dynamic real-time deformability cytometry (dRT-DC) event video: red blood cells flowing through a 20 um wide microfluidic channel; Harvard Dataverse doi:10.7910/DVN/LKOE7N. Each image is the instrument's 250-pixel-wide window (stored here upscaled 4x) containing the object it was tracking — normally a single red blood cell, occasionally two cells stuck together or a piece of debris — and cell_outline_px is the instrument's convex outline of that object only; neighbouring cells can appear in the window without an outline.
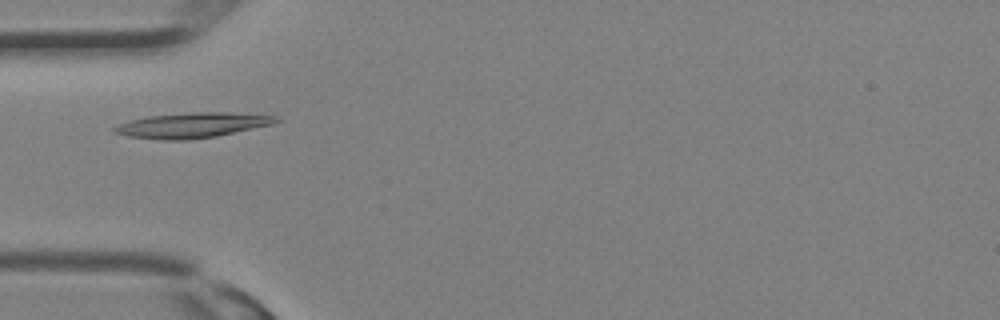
{"species": "Egyptian fruit bat (a non-hibernating species)", "species_latin": "Rousettus aegyptiacus", "temperature_condition": "room temperature", "stored_images_in_passage": 26, "camera_frame_rate_fps": 3000, "um_per_image_px": 0.085, "animal": {"sex": "female"}, "frame": {"image": 1, "passage_image": 4, "time_ms": 1.0, "image_size_px": [1000, 320], "cell_outline_px": [[280, 120], [272, 124], [216, 136], [188, 140], [164, 140], [128, 136], [112, 132], [112, 128], [128, 120], [148, 116], [188, 112], [228, 112], [276, 116]], "centroid_in_image_um": [16.29, 10.64], "position_along_channel_um": 68.7, "area_um2": 23.58}}
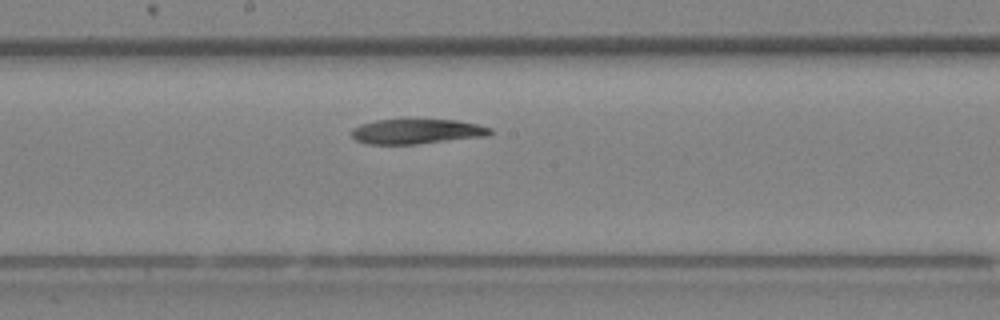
{"frame": {"image": 2, "passage_image": 11, "time_ms": 3.333, "image_size_px": [1000, 320], "cell_outline_px": [[492, 132], [488, 136], [420, 144], [364, 144], [356, 140], [348, 132], [352, 128], [360, 124], [372, 120], [456, 120], [476, 124], [492, 128]], "centroid_in_image_um": [35.38, 11.18], "position_along_channel_um": 212.8, "area_um2": 20.35}}
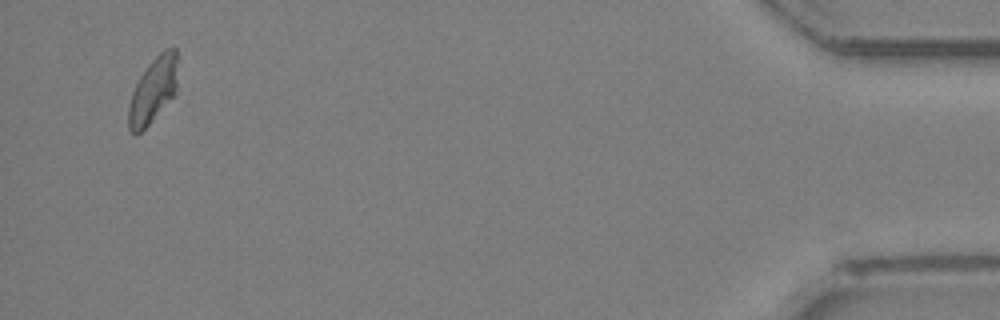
{"frame": {"image": 3, "passage_image": 25, "time_ms": 8.0, "image_size_px": [1000, 320], "cell_outline_px": [[176, 92], [152, 120], [136, 136], [128, 128], [128, 104], [132, 92], [140, 76], [148, 64], [164, 48], [176, 48]], "centroid_in_image_um": [12.98, 7.67], "position_along_channel_um": 422.2, "area_um2": 18.44}}